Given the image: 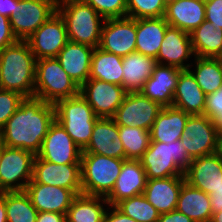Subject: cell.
I'll use <instances>...</instances> for the list:
<instances>
[{"label":"cell","instance_id":"1","mask_svg":"<svg viewBox=\"0 0 222 222\" xmlns=\"http://www.w3.org/2000/svg\"><path fill=\"white\" fill-rule=\"evenodd\" d=\"M55 120L54 104L35 97L25 98L0 130V144L37 155Z\"/></svg>","mask_w":222,"mask_h":222},{"label":"cell","instance_id":"2","mask_svg":"<svg viewBox=\"0 0 222 222\" xmlns=\"http://www.w3.org/2000/svg\"><path fill=\"white\" fill-rule=\"evenodd\" d=\"M36 58L26 40H18L0 51V85L4 90L34 97Z\"/></svg>","mask_w":222,"mask_h":222},{"label":"cell","instance_id":"3","mask_svg":"<svg viewBox=\"0 0 222 222\" xmlns=\"http://www.w3.org/2000/svg\"><path fill=\"white\" fill-rule=\"evenodd\" d=\"M57 11L65 21L69 41L99 46L105 19L95 9L83 0H62L57 3Z\"/></svg>","mask_w":222,"mask_h":222},{"label":"cell","instance_id":"4","mask_svg":"<svg viewBox=\"0 0 222 222\" xmlns=\"http://www.w3.org/2000/svg\"><path fill=\"white\" fill-rule=\"evenodd\" d=\"M139 160L147 179L184 176V172L191 163L180 139L171 143L151 141Z\"/></svg>","mask_w":222,"mask_h":222},{"label":"cell","instance_id":"5","mask_svg":"<svg viewBox=\"0 0 222 222\" xmlns=\"http://www.w3.org/2000/svg\"><path fill=\"white\" fill-rule=\"evenodd\" d=\"M58 121L83 151L90 142L97 117L81 94L58 100L55 104Z\"/></svg>","mask_w":222,"mask_h":222},{"label":"cell","instance_id":"6","mask_svg":"<svg viewBox=\"0 0 222 222\" xmlns=\"http://www.w3.org/2000/svg\"><path fill=\"white\" fill-rule=\"evenodd\" d=\"M94 153H82L80 161L82 193L106 197L113 189L123 161Z\"/></svg>","mask_w":222,"mask_h":222},{"label":"cell","instance_id":"7","mask_svg":"<svg viewBox=\"0 0 222 222\" xmlns=\"http://www.w3.org/2000/svg\"><path fill=\"white\" fill-rule=\"evenodd\" d=\"M80 87L63 70L56 58L36 60L34 97L55 104L60 99L75 97Z\"/></svg>","mask_w":222,"mask_h":222},{"label":"cell","instance_id":"8","mask_svg":"<svg viewBox=\"0 0 222 222\" xmlns=\"http://www.w3.org/2000/svg\"><path fill=\"white\" fill-rule=\"evenodd\" d=\"M35 156L28 150L0 144V193L25 191L32 180Z\"/></svg>","mask_w":222,"mask_h":222},{"label":"cell","instance_id":"9","mask_svg":"<svg viewBox=\"0 0 222 222\" xmlns=\"http://www.w3.org/2000/svg\"><path fill=\"white\" fill-rule=\"evenodd\" d=\"M180 140L191 160L222 150V135L204 114L189 115Z\"/></svg>","mask_w":222,"mask_h":222},{"label":"cell","instance_id":"10","mask_svg":"<svg viewBox=\"0 0 222 222\" xmlns=\"http://www.w3.org/2000/svg\"><path fill=\"white\" fill-rule=\"evenodd\" d=\"M57 11L54 0H18L11 14V28L18 40H27Z\"/></svg>","mask_w":222,"mask_h":222},{"label":"cell","instance_id":"11","mask_svg":"<svg viewBox=\"0 0 222 222\" xmlns=\"http://www.w3.org/2000/svg\"><path fill=\"white\" fill-rule=\"evenodd\" d=\"M162 106L141 92L127 93L112 117L118 126L138 127L150 131Z\"/></svg>","mask_w":222,"mask_h":222},{"label":"cell","instance_id":"12","mask_svg":"<svg viewBox=\"0 0 222 222\" xmlns=\"http://www.w3.org/2000/svg\"><path fill=\"white\" fill-rule=\"evenodd\" d=\"M26 41L36 59L56 58L69 41L63 17L56 11Z\"/></svg>","mask_w":222,"mask_h":222},{"label":"cell","instance_id":"13","mask_svg":"<svg viewBox=\"0 0 222 222\" xmlns=\"http://www.w3.org/2000/svg\"><path fill=\"white\" fill-rule=\"evenodd\" d=\"M80 94L99 118H112L127 92L117 84L89 79L80 87Z\"/></svg>","mask_w":222,"mask_h":222},{"label":"cell","instance_id":"14","mask_svg":"<svg viewBox=\"0 0 222 222\" xmlns=\"http://www.w3.org/2000/svg\"><path fill=\"white\" fill-rule=\"evenodd\" d=\"M82 150L58 122L47 131L37 157L56 164H80Z\"/></svg>","mask_w":222,"mask_h":222},{"label":"cell","instance_id":"15","mask_svg":"<svg viewBox=\"0 0 222 222\" xmlns=\"http://www.w3.org/2000/svg\"><path fill=\"white\" fill-rule=\"evenodd\" d=\"M136 19H105L99 48L124 57L136 52Z\"/></svg>","mask_w":222,"mask_h":222},{"label":"cell","instance_id":"16","mask_svg":"<svg viewBox=\"0 0 222 222\" xmlns=\"http://www.w3.org/2000/svg\"><path fill=\"white\" fill-rule=\"evenodd\" d=\"M71 190L75 195L82 193L80 164H56L35 156L32 180Z\"/></svg>","mask_w":222,"mask_h":222},{"label":"cell","instance_id":"17","mask_svg":"<svg viewBox=\"0 0 222 222\" xmlns=\"http://www.w3.org/2000/svg\"><path fill=\"white\" fill-rule=\"evenodd\" d=\"M184 176L191 186L212 193L222 181V150L192 159Z\"/></svg>","mask_w":222,"mask_h":222},{"label":"cell","instance_id":"18","mask_svg":"<svg viewBox=\"0 0 222 222\" xmlns=\"http://www.w3.org/2000/svg\"><path fill=\"white\" fill-rule=\"evenodd\" d=\"M190 56H195L190 33L168 26L156 58L157 64L188 70L191 69V64H184V62L191 58Z\"/></svg>","mask_w":222,"mask_h":222},{"label":"cell","instance_id":"19","mask_svg":"<svg viewBox=\"0 0 222 222\" xmlns=\"http://www.w3.org/2000/svg\"><path fill=\"white\" fill-rule=\"evenodd\" d=\"M147 177L140 160L126 159L112 191L105 197L109 206L123 199L143 194Z\"/></svg>","mask_w":222,"mask_h":222},{"label":"cell","instance_id":"20","mask_svg":"<svg viewBox=\"0 0 222 222\" xmlns=\"http://www.w3.org/2000/svg\"><path fill=\"white\" fill-rule=\"evenodd\" d=\"M82 153L125 159V150L119 137L118 125L113 118L97 119L90 142Z\"/></svg>","mask_w":222,"mask_h":222},{"label":"cell","instance_id":"21","mask_svg":"<svg viewBox=\"0 0 222 222\" xmlns=\"http://www.w3.org/2000/svg\"><path fill=\"white\" fill-rule=\"evenodd\" d=\"M25 192L29 195L32 205L38 212H53L66 214L75 194L66 188L28 183Z\"/></svg>","mask_w":222,"mask_h":222},{"label":"cell","instance_id":"22","mask_svg":"<svg viewBox=\"0 0 222 222\" xmlns=\"http://www.w3.org/2000/svg\"><path fill=\"white\" fill-rule=\"evenodd\" d=\"M205 0H167L164 19L169 26L191 33L205 21Z\"/></svg>","mask_w":222,"mask_h":222},{"label":"cell","instance_id":"23","mask_svg":"<svg viewBox=\"0 0 222 222\" xmlns=\"http://www.w3.org/2000/svg\"><path fill=\"white\" fill-rule=\"evenodd\" d=\"M93 47L68 41L57 55L63 70L81 87L90 77Z\"/></svg>","mask_w":222,"mask_h":222},{"label":"cell","instance_id":"24","mask_svg":"<svg viewBox=\"0 0 222 222\" xmlns=\"http://www.w3.org/2000/svg\"><path fill=\"white\" fill-rule=\"evenodd\" d=\"M181 71L182 69L174 66L157 64L140 92L162 107L172 106L173 94Z\"/></svg>","mask_w":222,"mask_h":222},{"label":"cell","instance_id":"25","mask_svg":"<svg viewBox=\"0 0 222 222\" xmlns=\"http://www.w3.org/2000/svg\"><path fill=\"white\" fill-rule=\"evenodd\" d=\"M185 176L147 179L143 195L160 214L176 210L180 189Z\"/></svg>","mask_w":222,"mask_h":222},{"label":"cell","instance_id":"26","mask_svg":"<svg viewBox=\"0 0 222 222\" xmlns=\"http://www.w3.org/2000/svg\"><path fill=\"white\" fill-rule=\"evenodd\" d=\"M172 106L189 115L204 114L206 95L189 70H182L179 74Z\"/></svg>","mask_w":222,"mask_h":222},{"label":"cell","instance_id":"27","mask_svg":"<svg viewBox=\"0 0 222 222\" xmlns=\"http://www.w3.org/2000/svg\"><path fill=\"white\" fill-rule=\"evenodd\" d=\"M189 114L173 106L162 107L151 129V141L171 143L181 138Z\"/></svg>","mask_w":222,"mask_h":222},{"label":"cell","instance_id":"28","mask_svg":"<svg viewBox=\"0 0 222 222\" xmlns=\"http://www.w3.org/2000/svg\"><path fill=\"white\" fill-rule=\"evenodd\" d=\"M122 87L127 93L140 92L144 83L152 76L157 65L156 59L138 52L122 58Z\"/></svg>","mask_w":222,"mask_h":222},{"label":"cell","instance_id":"29","mask_svg":"<svg viewBox=\"0 0 222 222\" xmlns=\"http://www.w3.org/2000/svg\"><path fill=\"white\" fill-rule=\"evenodd\" d=\"M168 26L164 17L136 19V52L156 59Z\"/></svg>","mask_w":222,"mask_h":222},{"label":"cell","instance_id":"30","mask_svg":"<svg viewBox=\"0 0 222 222\" xmlns=\"http://www.w3.org/2000/svg\"><path fill=\"white\" fill-rule=\"evenodd\" d=\"M176 210L194 222H210L213 213L209 194L186 181L180 189Z\"/></svg>","mask_w":222,"mask_h":222},{"label":"cell","instance_id":"31","mask_svg":"<svg viewBox=\"0 0 222 222\" xmlns=\"http://www.w3.org/2000/svg\"><path fill=\"white\" fill-rule=\"evenodd\" d=\"M122 58L99 47L94 48L91 57L89 79H98L122 86Z\"/></svg>","mask_w":222,"mask_h":222},{"label":"cell","instance_id":"32","mask_svg":"<svg viewBox=\"0 0 222 222\" xmlns=\"http://www.w3.org/2000/svg\"><path fill=\"white\" fill-rule=\"evenodd\" d=\"M103 204L109 206L105 197L78 194L67 210L66 222H103L106 212Z\"/></svg>","mask_w":222,"mask_h":222},{"label":"cell","instance_id":"33","mask_svg":"<svg viewBox=\"0 0 222 222\" xmlns=\"http://www.w3.org/2000/svg\"><path fill=\"white\" fill-rule=\"evenodd\" d=\"M193 53L201 58H222V29L207 20L190 33Z\"/></svg>","mask_w":222,"mask_h":222},{"label":"cell","instance_id":"34","mask_svg":"<svg viewBox=\"0 0 222 222\" xmlns=\"http://www.w3.org/2000/svg\"><path fill=\"white\" fill-rule=\"evenodd\" d=\"M195 72L188 69L205 95L222 87V58H201L194 56Z\"/></svg>","mask_w":222,"mask_h":222},{"label":"cell","instance_id":"35","mask_svg":"<svg viewBox=\"0 0 222 222\" xmlns=\"http://www.w3.org/2000/svg\"><path fill=\"white\" fill-rule=\"evenodd\" d=\"M7 222H36L37 209L25 191L5 192Z\"/></svg>","mask_w":222,"mask_h":222},{"label":"cell","instance_id":"36","mask_svg":"<svg viewBox=\"0 0 222 222\" xmlns=\"http://www.w3.org/2000/svg\"><path fill=\"white\" fill-rule=\"evenodd\" d=\"M118 131L125 159L139 160L150 145V131L131 126H118Z\"/></svg>","mask_w":222,"mask_h":222},{"label":"cell","instance_id":"37","mask_svg":"<svg viewBox=\"0 0 222 222\" xmlns=\"http://www.w3.org/2000/svg\"><path fill=\"white\" fill-rule=\"evenodd\" d=\"M115 206L137 222H157L160 216L157 209L143 194L123 199Z\"/></svg>","mask_w":222,"mask_h":222},{"label":"cell","instance_id":"38","mask_svg":"<svg viewBox=\"0 0 222 222\" xmlns=\"http://www.w3.org/2000/svg\"><path fill=\"white\" fill-rule=\"evenodd\" d=\"M167 0H126L127 17L132 19L164 17Z\"/></svg>","mask_w":222,"mask_h":222},{"label":"cell","instance_id":"39","mask_svg":"<svg viewBox=\"0 0 222 222\" xmlns=\"http://www.w3.org/2000/svg\"><path fill=\"white\" fill-rule=\"evenodd\" d=\"M104 19L127 17L126 0H83Z\"/></svg>","mask_w":222,"mask_h":222},{"label":"cell","instance_id":"40","mask_svg":"<svg viewBox=\"0 0 222 222\" xmlns=\"http://www.w3.org/2000/svg\"><path fill=\"white\" fill-rule=\"evenodd\" d=\"M24 99L25 97L16 91L0 89V130Z\"/></svg>","mask_w":222,"mask_h":222},{"label":"cell","instance_id":"41","mask_svg":"<svg viewBox=\"0 0 222 222\" xmlns=\"http://www.w3.org/2000/svg\"><path fill=\"white\" fill-rule=\"evenodd\" d=\"M204 115L214 121L216 128L222 135V87L214 93L206 95Z\"/></svg>","mask_w":222,"mask_h":222},{"label":"cell","instance_id":"42","mask_svg":"<svg viewBox=\"0 0 222 222\" xmlns=\"http://www.w3.org/2000/svg\"><path fill=\"white\" fill-rule=\"evenodd\" d=\"M205 20L216 30L222 29V0H205Z\"/></svg>","mask_w":222,"mask_h":222},{"label":"cell","instance_id":"43","mask_svg":"<svg viewBox=\"0 0 222 222\" xmlns=\"http://www.w3.org/2000/svg\"><path fill=\"white\" fill-rule=\"evenodd\" d=\"M17 41L18 39L11 28L10 19L0 14V51Z\"/></svg>","mask_w":222,"mask_h":222},{"label":"cell","instance_id":"44","mask_svg":"<svg viewBox=\"0 0 222 222\" xmlns=\"http://www.w3.org/2000/svg\"><path fill=\"white\" fill-rule=\"evenodd\" d=\"M111 208H113L111 212H108ZM109 209L107 208L105 212L103 222H137L121 212L115 205L110 206Z\"/></svg>","mask_w":222,"mask_h":222},{"label":"cell","instance_id":"45","mask_svg":"<svg viewBox=\"0 0 222 222\" xmlns=\"http://www.w3.org/2000/svg\"><path fill=\"white\" fill-rule=\"evenodd\" d=\"M157 222H194V221L185 214H182L177 210H172L171 212L160 214Z\"/></svg>","mask_w":222,"mask_h":222},{"label":"cell","instance_id":"46","mask_svg":"<svg viewBox=\"0 0 222 222\" xmlns=\"http://www.w3.org/2000/svg\"><path fill=\"white\" fill-rule=\"evenodd\" d=\"M211 208L213 212L222 211V181L218 187L209 194Z\"/></svg>","mask_w":222,"mask_h":222},{"label":"cell","instance_id":"47","mask_svg":"<svg viewBox=\"0 0 222 222\" xmlns=\"http://www.w3.org/2000/svg\"><path fill=\"white\" fill-rule=\"evenodd\" d=\"M36 222H66V214L38 212Z\"/></svg>","mask_w":222,"mask_h":222},{"label":"cell","instance_id":"48","mask_svg":"<svg viewBox=\"0 0 222 222\" xmlns=\"http://www.w3.org/2000/svg\"><path fill=\"white\" fill-rule=\"evenodd\" d=\"M15 5H18V0H0V14L10 19Z\"/></svg>","mask_w":222,"mask_h":222},{"label":"cell","instance_id":"49","mask_svg":"<svg viewBox=\"0 0 222 222\" xmlns=\"http://www.w3.org/2000/svg\"><path fill=\"white\" fill-rule=\"evenodd\" d=\"M0 222H7L5 192L0 193Z\"/></svg>","mask_w":222,"mask_h":222},{"label":"cell","instance_id":"50","mask_svg":"<svg viewBox=\"0 0 222 222\" xmlns=\"http://www.w3.org/2000/svg\"><path fill=\"white\" fill-rule=\"evenodd\" d=\"M210 222H222V211L213 212Z\"/></svg>","mask_w":222,"mask_h":222}]
</instances>
